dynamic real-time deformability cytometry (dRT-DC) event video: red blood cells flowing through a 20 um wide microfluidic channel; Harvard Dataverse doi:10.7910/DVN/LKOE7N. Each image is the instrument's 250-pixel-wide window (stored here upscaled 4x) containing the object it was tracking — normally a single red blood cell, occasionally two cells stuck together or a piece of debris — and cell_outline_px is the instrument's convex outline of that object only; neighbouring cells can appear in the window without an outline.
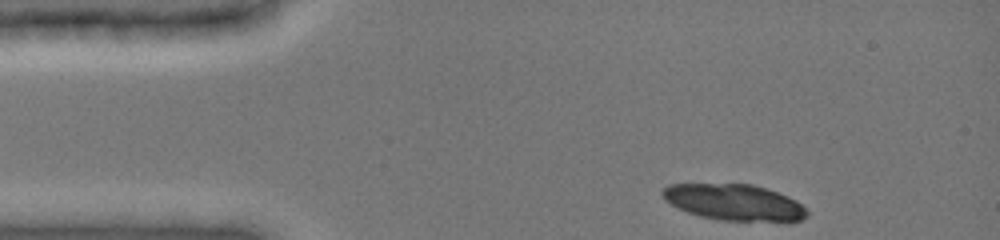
{"species": "common noctule bat (a hibernating species)", "species_latin": "Nyctalus noctula", "temperature_condition": "cold", "stored_images_in_passage": 5, "camera_frame_rate_fps": 3000, "um_per_image_px": 0.085, "animal": {"sex": "female", "body_mass_g": 19.0, "forearm_length_mm": 51.5}, "frame": {"image": 1, "passage_image": 1, "time_ms": 0.0, "image_size_px": [1000, 240], "cell_outline_px": [[808, 216], [800, 220], [788, 224], [720, 220], [700, 216], [688, 212], [664, 200], [660, 192], [668, 184], [752, 184], [788, 196], [796, 200], [808, 212]], "centroid_in_image_um": [62.47, 17.24], "position_along_channel_um": 22.5, "area_um2": 31.1}}